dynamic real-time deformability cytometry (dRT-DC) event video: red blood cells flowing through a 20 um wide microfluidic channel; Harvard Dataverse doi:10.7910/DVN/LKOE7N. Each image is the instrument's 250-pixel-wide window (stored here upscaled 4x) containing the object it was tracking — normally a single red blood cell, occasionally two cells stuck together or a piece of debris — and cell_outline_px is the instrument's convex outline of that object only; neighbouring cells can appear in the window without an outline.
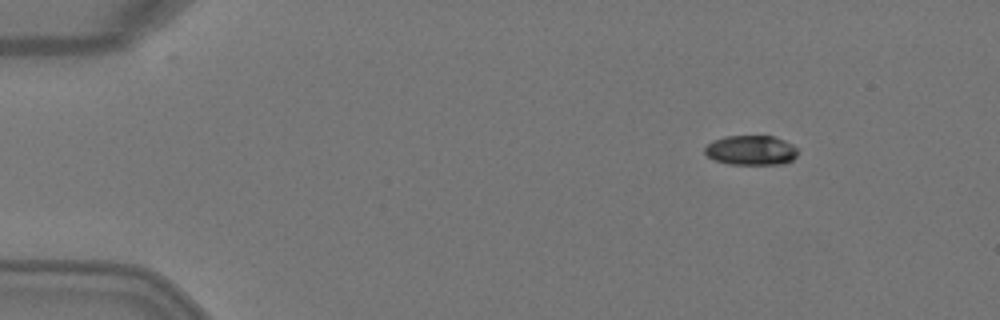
{"species": "Egyptian fruit bat (a non-hibernating species)", "species_latin": "Rousettus aegyptiacus", "temperature_condition": "warm", "stored_images_in_passage": 4, "camera_frame_rate_fps": 3000, "um_per_image_px": 0.085, "animal": {"sex": "female"}, "frame": {"image": 1, "passage_image": 1, "time_ms": 0.0, "image_size_px": [1000, 320], "cell_outline_px": [[796, 156], [792, 160], [784, 164], [728, 164], [716, 160], [708, 156], [704, 152], [704, 148], [712, 140], [724, 136], [772, 136], [784, 140], [792, 144], [796, 148]], "centroid_in_image_um": [63.82, 12.77], "position_along_channel_um": 21.2, "area_um2": 16.07}}
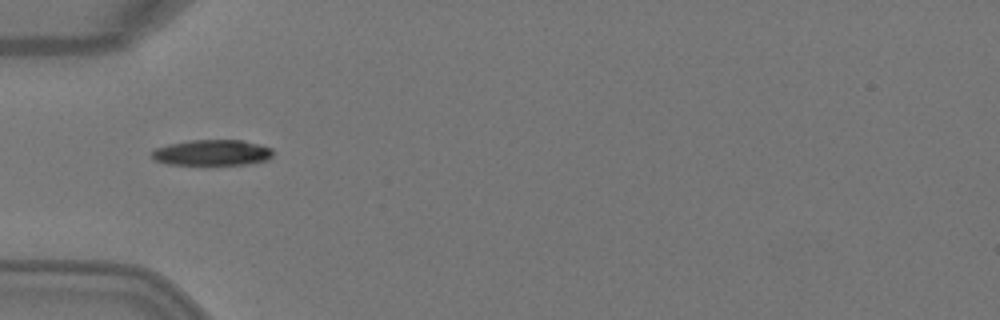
{"frame": {"image": 2, "passage_image": 4, "time_ms": 1.0, "image_size_px": [1000, 320], "cell_outline_px": [[272, 156], [268, 160], [248, 164], [168, 164], [156, 160], [152, 156], [152, 152], [156, 148], [168, 144], [192, 140], [244, 140], [260, 144], [272, 148]], "centroid_in_image_um": [18.08, 12.96], "position_along_channel_um": 66.9, "area_um2": 18.09}}